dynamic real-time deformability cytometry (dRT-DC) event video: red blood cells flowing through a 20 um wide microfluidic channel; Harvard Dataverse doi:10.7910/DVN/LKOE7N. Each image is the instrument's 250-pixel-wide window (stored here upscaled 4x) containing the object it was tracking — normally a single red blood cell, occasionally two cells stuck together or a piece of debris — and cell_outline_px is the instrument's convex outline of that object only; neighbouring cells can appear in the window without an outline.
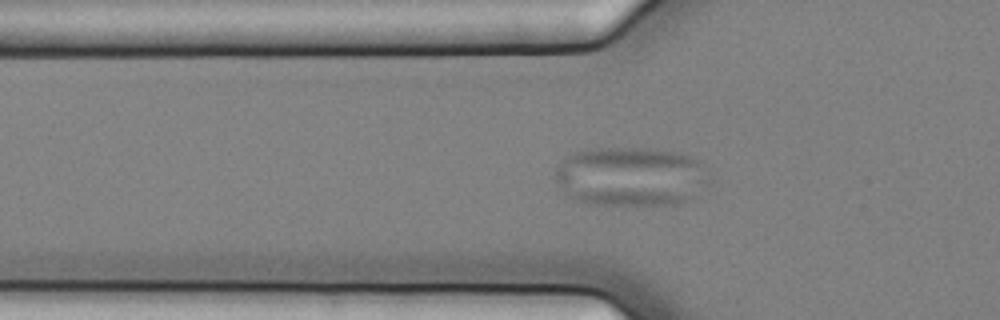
{"species": "common noctule bat (a hibernating species)", "species_latin": "Nyctalus noctula", "temperature_condition": "cold", "stored_images_in_passage": 52, "camera_frame_rate_fps": 3000, "um_per_image_px": 0.085, "animal": {"sex": "female", "body_mass_g": 25.1}, "frame": {"image": 1, "passage_image": 20, "time_ms": 6.333, "image_size_px": [1000, 320], "cell_outline_px": [[708, 184], [680, 204], [588, 204], [576, 200], [568, 196], [556, 184], [556, 168], [572, 152], [596, 148], [648, 148], [680, 152], [692, 156], [700, 160], [708, 180]], "centroid_in_image_um": [53.59, 14.99], "position_along_channel_um": 72.2, "area_um2": 53.18}}
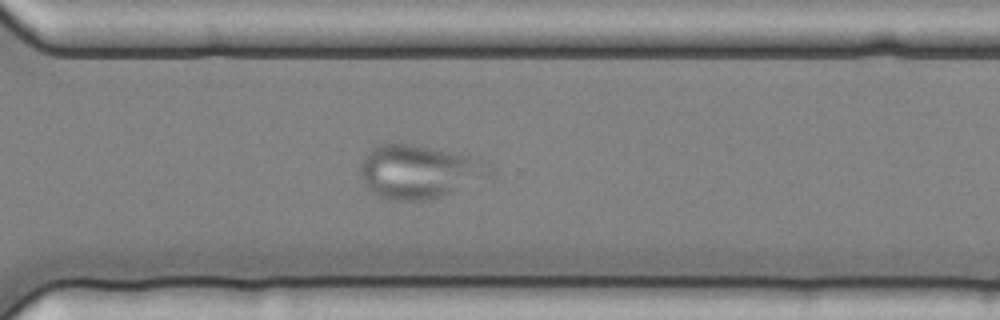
{"frame": {"image": 2, "passage_image": 42, "time_ms": 13.667, "image_size_px": [1000, 320], "cell_outline_px": [[496, 172], [492, 176], [452, 192], [440, 196], [424, 200], [392, 200], [380, 196], [372, 192], [364, 184], [360, 176], [360, 164], [368, 152], [376, 144], [412, 144], [456, 152], [480, 160], [488, 164]], "centroid_in_image_um": [35.62, 14.58], "position_along_channel_um": 335.0, "area_um2": 40.29}}
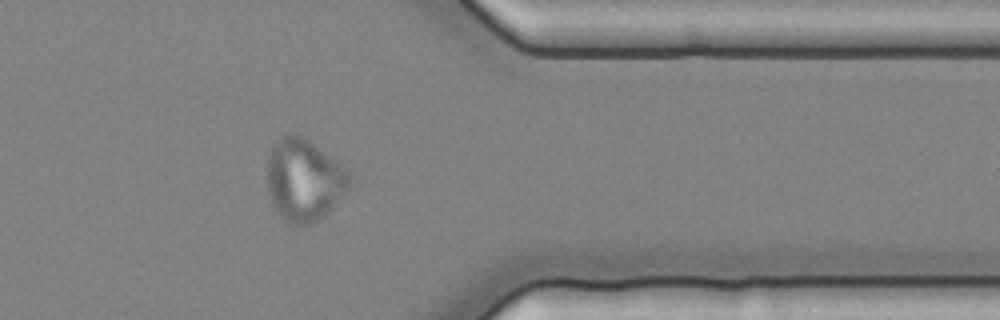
{"frame": {"image": 3, "passage_image": 47, "time_ms": 15.333, "image_size_px": [1000, 320], "cell_outline_px": [[352, 188], [324, 216], [312, 224], [292, 224], [284, 220], [276, 212], [272, 204], [268, 192], [268, 152], [272, 144], [280, 136], [288, 132], [296, 132], [304, 136], [344, 164], [352, 172]], "centroid_in_image_um": [25.9, 15.25], "position_along_channel_um": 385.5, "area_um2": 40.81}}